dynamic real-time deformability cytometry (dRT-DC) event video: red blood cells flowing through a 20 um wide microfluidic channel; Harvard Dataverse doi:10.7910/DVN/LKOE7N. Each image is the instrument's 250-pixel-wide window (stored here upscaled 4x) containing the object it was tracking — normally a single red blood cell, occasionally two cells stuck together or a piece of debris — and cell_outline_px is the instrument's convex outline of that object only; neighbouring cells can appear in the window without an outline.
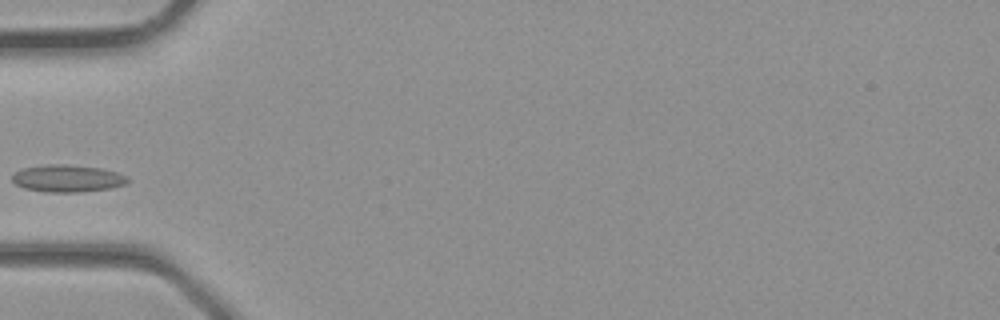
{"species": "common noctule bat (a hibernating species)", "species_latin": "Nyctalus noctula", "temperature_condition": "room temperature", "stored_images_in_passage": 2, "camera_frame_rate_fps": 3000, "um_per_image_px": 0.085, "animal": {"sex": "male", "body_mass_g": 23.1, "forearm_length_mm": 52.7}, "frame": {"image": 1, "passage_image": 2, "time_ms": 0.333, "image_size_px": [1000, 320], "cell_outline_px": [[128, 180], [124, 184], [108, 188], [80, 192], [48, 192], [24, 188], [16, 184], [12, 180], [12, 176], [16, 172], [24, 168], [48, 164], [64, 164], [100, 168], [116, 172], [128, 176]], "centroid_in_image_um": [5.72, 15.16], "position_along_channel_um": 79.3, "area_um2": 18.03}}